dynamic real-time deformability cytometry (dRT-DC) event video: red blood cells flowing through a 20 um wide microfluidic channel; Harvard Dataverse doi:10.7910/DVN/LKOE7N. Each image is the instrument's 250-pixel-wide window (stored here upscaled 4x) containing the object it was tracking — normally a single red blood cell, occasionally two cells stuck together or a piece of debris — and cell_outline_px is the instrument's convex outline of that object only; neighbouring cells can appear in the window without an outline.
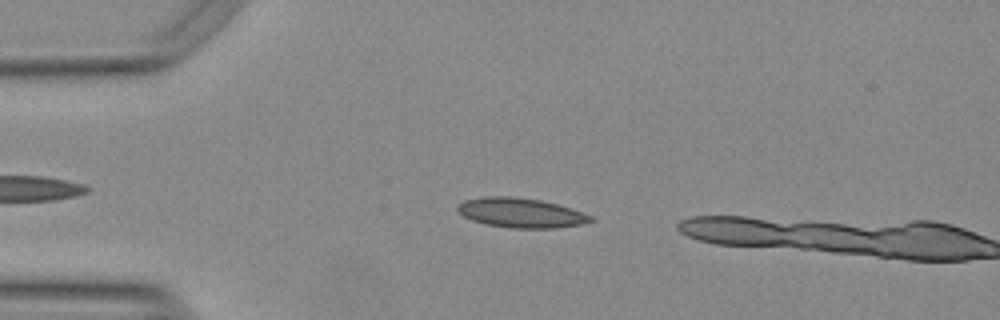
{"species": "Egyptian fruit bat (a non-hibernating species)", "species_latin": "Rousettus aegyptiacus", "temperature_condition": "warm", "stored_images_in_passage": 9, "camera_frame_rate_fps": 3000, "um_per_image_px": 0.085, "animal": {"sex": "female"}, "frame": {"image": 1, "passage_image": 7, "time_ms": 2.0, "image_size_px": [1000, 320], "cell_outline_px": [[596, 220], [580, 224], [556, 228], [512, 228], [484, 224], [472, 220], [464, 216], [456, 208], [464, 200], [484, 196], [512, 196], [540, 200], [556, 204], [592, 216]], "centroid_in_image_um": [44.25, 18.09], "position_along_channel_um": 40.8, "area_um2": 22.77}}